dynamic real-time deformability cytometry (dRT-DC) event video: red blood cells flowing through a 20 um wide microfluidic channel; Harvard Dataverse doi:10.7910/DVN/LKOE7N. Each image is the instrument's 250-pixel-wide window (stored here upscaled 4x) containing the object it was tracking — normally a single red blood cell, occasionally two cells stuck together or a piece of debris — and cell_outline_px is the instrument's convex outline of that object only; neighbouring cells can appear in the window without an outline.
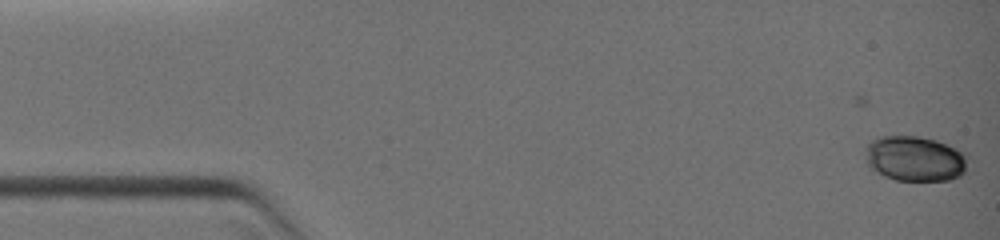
{"species": "common noctule bat (a hibernating species)", "species_latin": "Nyctalus noctula", "temperature_condition": "warm", "stored_images_in_passage": 3, "camera_frame_rate_fps": 3000, "um_per_image_px": 0.085, "animal": {"sex": "female", "body_mass_g": 19.0, "forearm_length_mm": 51.5}, "frame": {"image": 1, "passage_image": 3, "time_ms": 0.667, "image_size_px": [1000, 240], "cell_outline_px": [[964, 172], [960, 176], [948, 180], [896, 180], [884, 176], [872, 168], [868, 164], [868, 144], [872, 140], [884, 136], [916, 136], [936, 140], [960, 152], [964, 156]], "centroid_in_image_um": [77.74, 13.49], "position_along_channel_um": 7.3, "area_um2": 26.01}}